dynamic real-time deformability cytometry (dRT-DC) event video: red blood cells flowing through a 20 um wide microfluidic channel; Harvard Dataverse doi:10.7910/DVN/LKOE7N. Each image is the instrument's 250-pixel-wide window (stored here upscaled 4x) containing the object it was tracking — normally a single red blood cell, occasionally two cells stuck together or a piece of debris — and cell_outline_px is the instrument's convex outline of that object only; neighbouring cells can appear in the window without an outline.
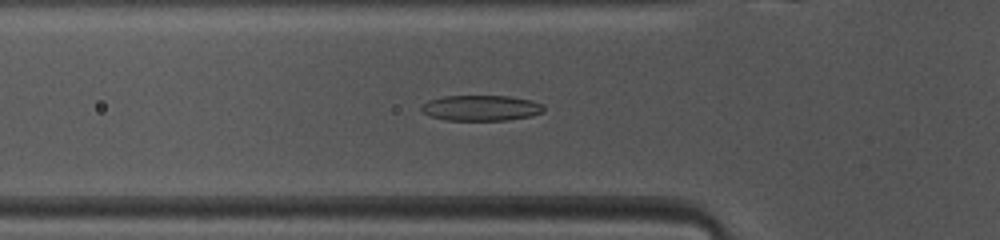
{"species": "common noctule bat (a hibernating species)", "species_latin": "Nyctalus noctula", "temperature_condition": "warm", "stored_images_in_passage": 45, "camera_frame_rate_fps": 3000, "um_per_image_px": 0.085, "animal": {"sex": "female", "body_mass_g": 10.0, "forearm_length_mm": 53.1}, "frame": {"image": 1, "passage_image": 12, "time_ms": 3.667, "image_size_px": [1000, 240], "cell_outline_px": [[544, 112], [532, 116], [508, 120], [448, 120], [428, 116], [420, 108], [428, 100], [444, 96], [508, 96], [532, 100], [544, 104]], "centroid_in_image_um": [40.93, 9.18], "position_along_channel_um": 84.9, "area_um2": 18.32}}
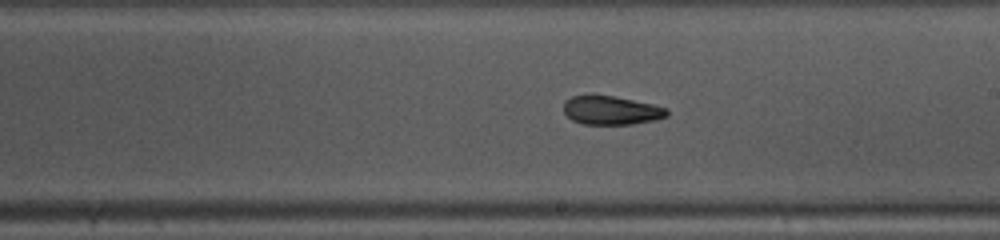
{"frame": {"image": 2, "passage_image": 23, "time_ms": 7.333, "image_size_px": [1000, 240], "cell_outline_px": [[668, 116], [652, 120], [632, 124], [580, 124], [572, 120], [564, 112], [564, 100], [572, 96], [588, 92], [612, 96], [652, 104], [668, 108]], "centroid_in_image_um": [51.88, 9.34], "position_along_channel_um": 237.1, "area_um2": 17.63}}
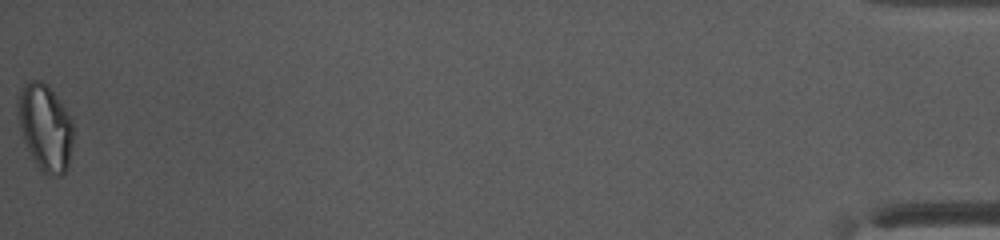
{"frame": {"image": 3, "passage_image": 45, "time_ms": 14.667, "image_size_px": [1000, 240], "cell_outline_px": [[72, 144], [68, 168], [64, 176], [48, 176], [40, 168], [32, 156], [20, 132], [16, 108], [16, 104], [20, 88], [32, 80], [40, 80], [48, 84], [72, 120]], "centroid_in_image_um": [3.83, 10.83], "position_along_channel_um": 431.4, "area_um2": 27.98}, "authors_computed_cell_mechanics": {"area_um2": 19.0162, "velocity_mm_per_s": 4.1165, "shape_relaxation_time_tau1_ms": null, "shape_relaxation_time_tau2_ms": 2.6561, "deformation_change_tau1": null, "deformation_change_tau2": 0.1038}}